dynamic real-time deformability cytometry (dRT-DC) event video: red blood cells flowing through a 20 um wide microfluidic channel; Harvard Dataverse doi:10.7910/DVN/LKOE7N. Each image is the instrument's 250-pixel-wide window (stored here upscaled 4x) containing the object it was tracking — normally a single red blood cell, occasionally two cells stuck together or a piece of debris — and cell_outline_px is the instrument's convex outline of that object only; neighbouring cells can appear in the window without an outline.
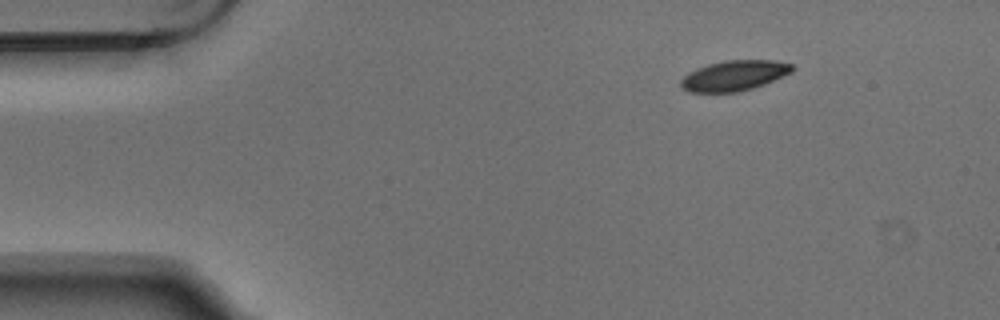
{"species": "Egyptian fruit bat (a non-hibernating species)", "species_latin": "Rousettus aegyptiacus", "temperature_condition": "warm", "stored_images_in_passage": 3, "camera_frame_rate_fps": 3000, "um_per_image_px": 0.085, "animal": {"sex": "male"}, "frame": {"image": 1, "passage_image": 1, "time_ms": 0.0, "image_size_px": [1000, 320], "cell_outline_px": [[796, 68], [792, 72], [764, 84], [752, 88], [736, 92], [688, 92], [680, 88], [680, 80], [688, 72], [696, 68], [708, 64], [728, 60], [776, 60], [792, 64]], "centroid_in_image_um": [62.39, 6.42], "position_along_channel_um": 22.6, "area_um2": 19.77}}